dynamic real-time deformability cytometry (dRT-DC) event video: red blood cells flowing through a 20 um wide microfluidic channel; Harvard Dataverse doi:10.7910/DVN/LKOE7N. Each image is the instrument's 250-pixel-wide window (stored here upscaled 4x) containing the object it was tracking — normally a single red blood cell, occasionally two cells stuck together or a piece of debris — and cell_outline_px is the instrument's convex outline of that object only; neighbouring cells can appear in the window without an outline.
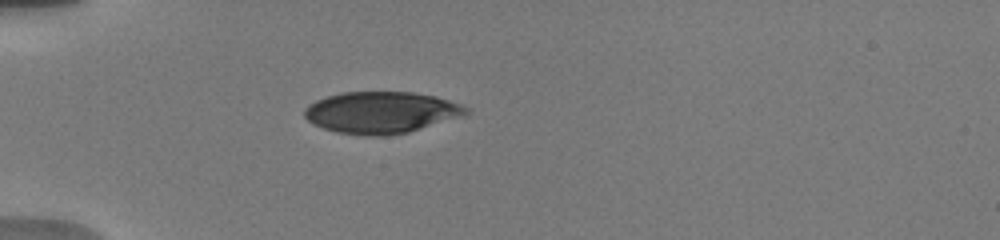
{"species": "human", "species_latin": "Homo sapiens", "temperature_condition": "warm", "stored_images_in_passage": 2, "camera_frame_rate_fps": 3000, "um_per_image_px": 0.085, "donor": {"sex": "male"}, "frame": {"image": 1, "passage_image": 1, "time_ms": 0.0, "image_size_px": [1000, 240], "cell_outline_px": [[468, 112], [464, 116], [408, 132], [388, 136], [364, 136], [336, 132], [312, 124], [304, 116], [304, 108], [308, 104], [316, 100], [328, 96], [344, 92], [412, 92], [436, 96], [460, 104], [468, 108]], "centroid_in_image_um": [32.39, 9.57], "position_along_channel_um": 52.6, "area_um2": 39.36}}